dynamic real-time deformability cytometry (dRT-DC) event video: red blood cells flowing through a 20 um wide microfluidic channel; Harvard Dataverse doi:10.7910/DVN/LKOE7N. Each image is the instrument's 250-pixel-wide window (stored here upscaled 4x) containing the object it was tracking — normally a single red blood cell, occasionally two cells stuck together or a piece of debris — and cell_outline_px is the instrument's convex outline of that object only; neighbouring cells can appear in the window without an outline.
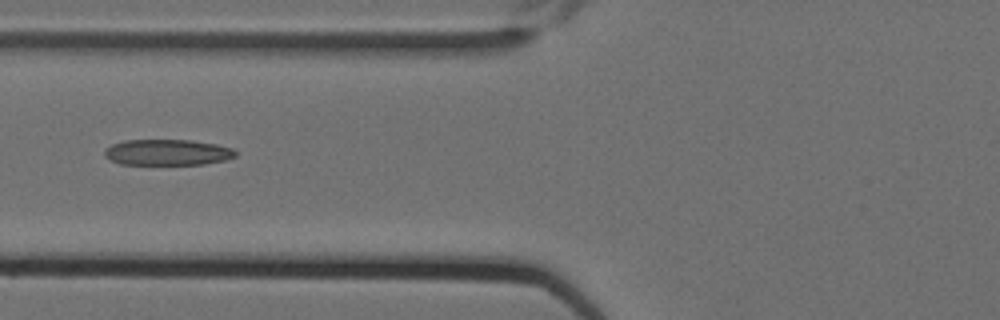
{"species": "Egyptian fruit bat (a non-hibernating species)", "species_latin": "Rousettus aegyptiacus", "temperature_condition": "cold", "stored_images_in_passage": 3, "camera_frame_rate_fps": 3000, "um_per_image_px": 0.085, "animal": {"sex": "female"}, "frame": {"image": 1, "passage_image": 2, "time_ms": 0.333, "image_size_px": [1000, 320], "cell_outline_px": [[236, 156], [228, 160], [204, 164], [120, 164], [104, 156], [104, 148], [112, 144], [124, 140], [192, 140], [216, 144], [232, 148], [236, 152]], "centroid_in_image_um": [14.24, 12.94], "position_along_channel_um": 111.6, "area_um2": 19.88}}
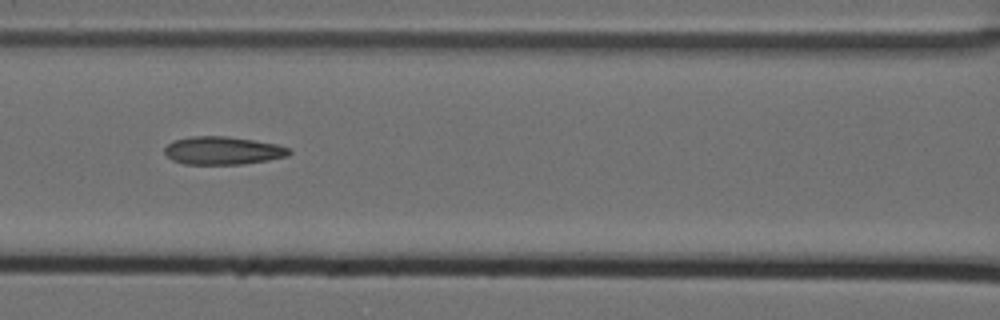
{"frame": {"image": 2, "passage_image": 3, "time_ms": 0.667, "image_size_px": [1000, 320], "cell_outline_px": [[292, 152], [288, 156], [268, 160], [244, 164], [184, 164], [172, 160], [164, 152], [164, 148], [172, 140], [192, 136], [228, 136], [276, 144], [292, 148]], "centroid_in_image_um": [18.95, 12.8], "position_along_channel_um": 147.7, "area_um2": 20.46}}